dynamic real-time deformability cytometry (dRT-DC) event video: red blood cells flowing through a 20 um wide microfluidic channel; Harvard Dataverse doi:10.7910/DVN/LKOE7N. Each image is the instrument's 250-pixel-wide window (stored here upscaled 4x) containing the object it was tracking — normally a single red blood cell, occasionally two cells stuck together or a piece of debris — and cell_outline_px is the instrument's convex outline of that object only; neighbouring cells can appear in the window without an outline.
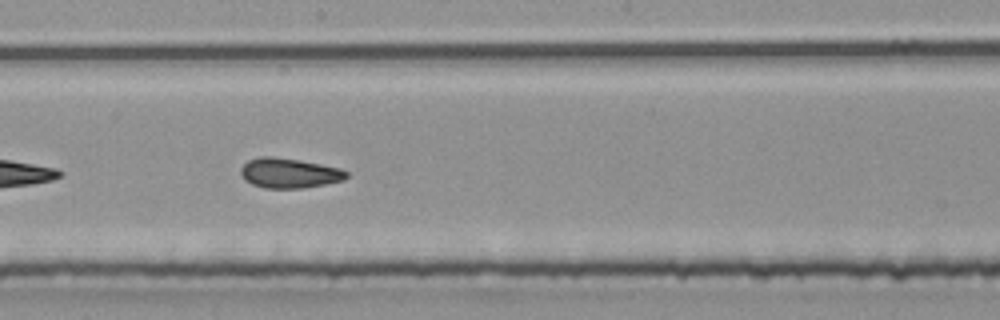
{"species": "common noctule bat (a hibernating species)", "species_latin": "Nyctalus noctula", "temperature_condition": "room temperature", "stored_images_in_passage": 18, "camera_frame_rate_fps": 3000, "um_per_image_px": 0.085, "animal": {"sex": "male", "body_mass_g": 20.4}, "frame": {"image": 1, "passage_image": 13, "time_ms": 4.0, "image_size_px": [1000, 320], "cell_outline_px": [[348, 176], [344, 180], [324, 184], [300, 188], [264, 188], [252, 184], [244, 180], [240, 172], [240, 168], [248, 160], [260, 156], [272, 156], [300, 160], [340, 168], [348, 172]], "centroid_in_image_um": [24.56, 14.7], "position_along_channel_um": 223.6, "area_um2": 18.44}}